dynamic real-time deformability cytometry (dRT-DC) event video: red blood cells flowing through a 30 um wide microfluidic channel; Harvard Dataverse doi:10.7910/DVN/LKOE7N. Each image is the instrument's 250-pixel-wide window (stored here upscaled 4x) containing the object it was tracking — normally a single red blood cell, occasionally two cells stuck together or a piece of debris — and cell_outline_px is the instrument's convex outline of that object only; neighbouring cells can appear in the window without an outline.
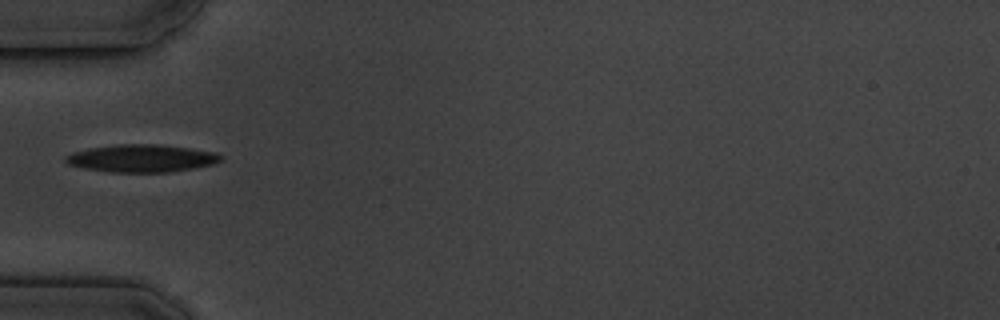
{"species": "common noctule bat (a hibernating species)", "species_latin": "Nyctalus noctula", "temperature_condition": "cold", "stored_images_in_passage": 7, "camera_frame_rate_fps": 3000, "um_per_image_px": 0.085, "animal": {"sex": "male", "body_mass_g": 19.5, "forearm_length_mm": 54.6}, "frame": {"image": 1, "passage_image": 2, "time_ms": 1.333, "image_size_px": [1000, 320], "cell_outline_px": [[224, 160], [212, 164], [196, 168], [168, 172], [112, 172], [84, 168], [68, 164], [64, 160], [64, 156], [72, 152], [88, 148], [120, 144], [156, 144], [188, 148], [216, 152], [224, 156]], "centroid_in_image_um": [12.05, 13.45], "position_along_channel_um": 72.9, "area_um2": 25.03}}